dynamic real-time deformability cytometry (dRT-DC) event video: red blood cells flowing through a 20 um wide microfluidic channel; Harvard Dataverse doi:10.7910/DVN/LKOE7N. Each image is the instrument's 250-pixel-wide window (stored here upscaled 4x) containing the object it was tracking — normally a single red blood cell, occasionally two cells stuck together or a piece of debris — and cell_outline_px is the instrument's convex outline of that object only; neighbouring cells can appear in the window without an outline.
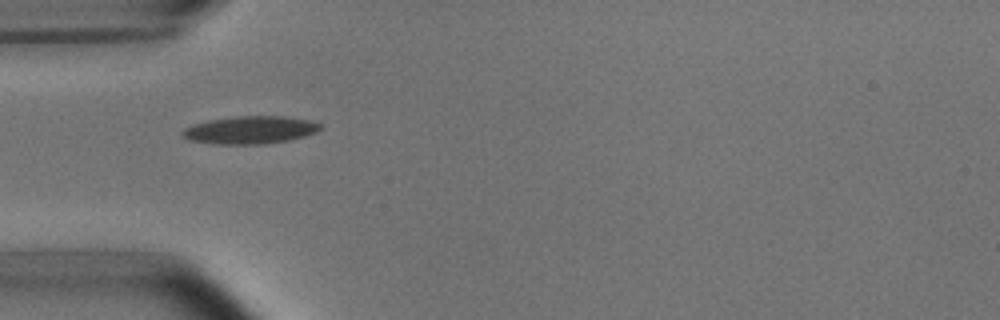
{"species": "common noctule bat (a hibernating species)", "species_latin": "Nyctalus noctula", "temperature_condition": "room temperature", "stored_images_in_passage": 14, "camera_frame_rate_fps": 3000, "um_per_image_px": 0.085, "animal": {"sex": "male", "body_mass_g": 15.6}, "frame": {"image": 1, "passage_image": 4, "time_ms": 4.333, "image_size_px": [1000, 320], "cell_outline_px": [[324, 128], [316, 132], [304, 136], [288, 140], [264, 144], [212, 144], [188, 140], [180, 136], [180, 132], [184, 128], [192, 124], [208, 120], [236, 116], [284, 116], [312, 120], [320, 124]], "centroid_in_image_um": [21.23, 11.04], "position_along_channel_um": 63.8, "area_um2": 22.6}}
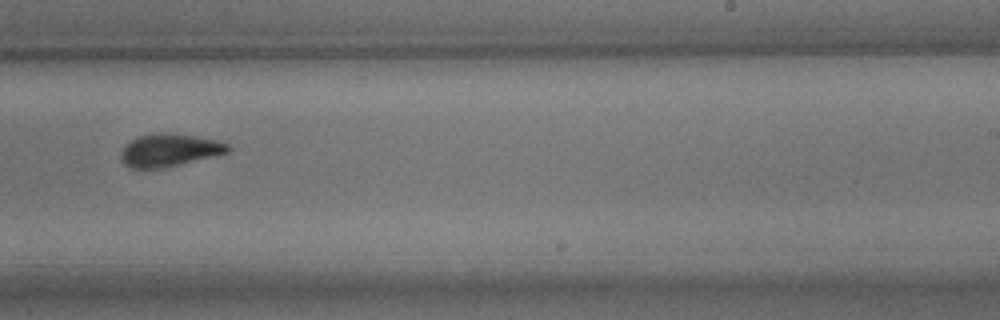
{"frame": {"image": 2, "passage_image": 9, "time_ms": 10.0, "image_size_px": [1000, 320], "cell_outline_px": [[232, 148], [228, 152], [164, 168], [128, 168], [124, 164], [120, 156], [120, 152], [136, 136], [156, 132], [168, 132], [216, 140], [228, 144]], "centroid_in_image_um": [14.36, 12.76], "position_along_channel_um": 274.6, "area_um2": 20.29}}
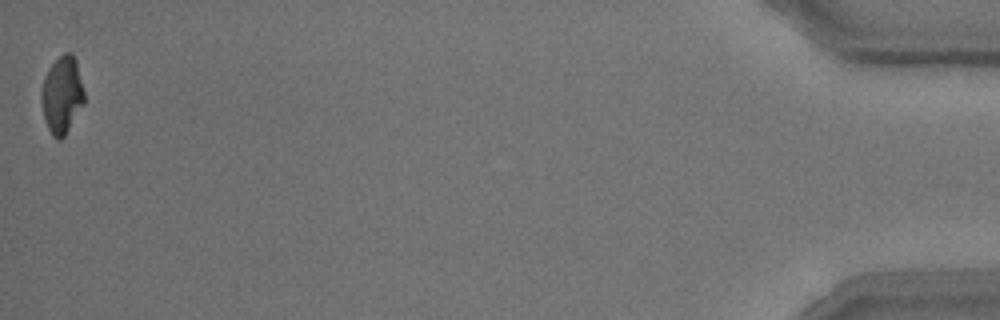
{"frame": {"image": 3, "passage_image": 14, "time_ms": 16.667, "image_size_px": [1000, 320], "cell_outline_px": [[84, 104], [64, 136], [60, 140], [56, 140], [52, 136], [44, 120], [40, 100], [40, 92], [44, 76], [48, 68], [64, 52], [72, 52], [76, 60], [84, 92]], "centroid_in_image_um": [5.24, 8.07], "position_along_channel_um": 430.0, "area_um2": 19.48}, "authors_computed_cell_mechanics": {"area_um2": 20.2589, "velocity_mm_per_s": 3.7182, "shape_relaxation_time_tau1_ms": 5.7119, "shape_relaxation_time_tau2_ms": 1.9438, "deformation_change_tau1": 0.1716, "deformation_change_tau2": 0.078}}